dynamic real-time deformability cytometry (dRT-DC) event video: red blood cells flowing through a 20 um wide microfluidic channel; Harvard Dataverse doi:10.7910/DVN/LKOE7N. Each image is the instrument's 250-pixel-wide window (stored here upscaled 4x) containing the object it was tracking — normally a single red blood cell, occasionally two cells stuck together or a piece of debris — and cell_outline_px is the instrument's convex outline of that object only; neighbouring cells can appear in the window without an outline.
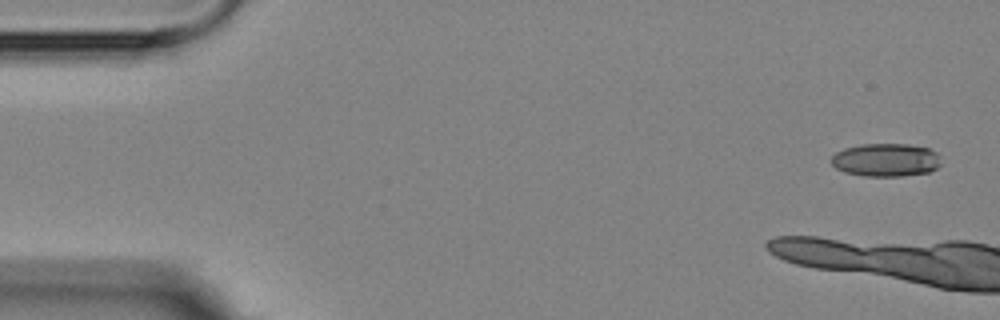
{"species": "Egyptian fruit bat (a non-hibernating species)", "species_latin": "Rousettus aegyptiacus", "temperature_condition": "room temperature", "stored_images_in_passage": 5, "segment_of_instrument_passage": [2, 2], "camera_frame_rate_fps": 3000, "um_per_image_px": 0.085, "animal": {"sex": "female"}, "frame": {"image": 1, "passage_image": 5, "time_ms": 4.667, "image_size_px": [1000, 320], "cell_outline_px": [[940, 164], [936, 168], [928, 172], [904, 176], [864, 176], [844, 172], [836, 168], [832, 164], [832, 156], [836, 152], [844, 148], [860, 144], [908, 144], [928, 148], [936, 152], [940, 156]], "centroid_in_image_um": [75.3, 13.59], "position_along_channel_um": 9.7, "area_um2": 21.27}}